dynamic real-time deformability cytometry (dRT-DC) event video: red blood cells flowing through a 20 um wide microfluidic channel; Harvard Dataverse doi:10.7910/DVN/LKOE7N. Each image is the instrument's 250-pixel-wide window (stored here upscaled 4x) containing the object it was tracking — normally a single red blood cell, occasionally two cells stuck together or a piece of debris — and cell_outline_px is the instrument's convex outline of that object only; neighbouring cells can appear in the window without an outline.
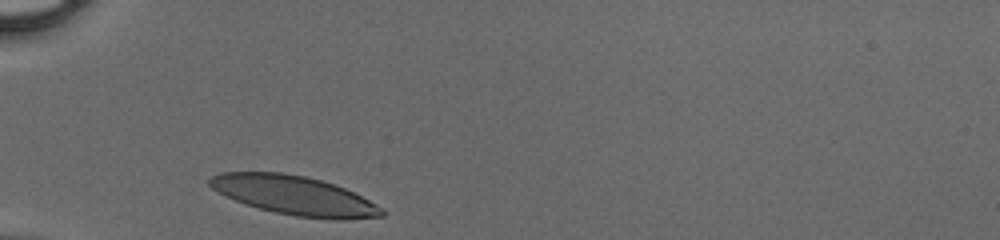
{"species": "human", "species_latin": "Homo sapiens", "temperature_condition": "cold", "stored_images_in_passage": 25, "camera_frame_rate_fps": 3000, "um_per_image_px": 0.085, "donor": {"sex": "male"}, "frame": {"image": 1, "passage_image": 1, "time_ms": 0.0, "image_size_px": [1000, 240], "cell_outline_px": [[384, 216], [344, 220], [336, 220], [296, 216], [276, 212], [260, 208], [236, 200], [212, 188], [208, 184], [208, 180], [212, 176], [220, 172], [280, 172], [304, 176], [320, 180], [344, 188], [384, 208]], "centroid_in_image_um": [25.04, 16.61], "position_along_channel_um": 60.0, "area_um2": 38.67}}
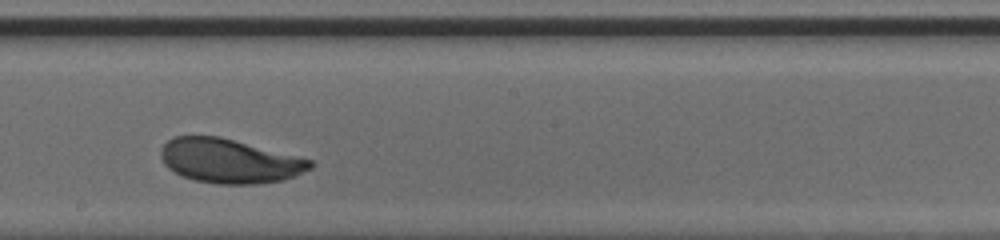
{"frame": {"image": 2, "passage_image": 14, "time_ms": 4.333, "image_size_px": [1000, 240], "cell_outline_px": [[312, 168], [296, 176], [284, 180], [256, 184], [216, 184], [196, 180], [184, 176], [168, 168], [164, 164], [160, 156], [160, 148], [172, 136], [220, 136], [312, 160]], "centroid_in_image_um": [19.49, 13.68], "position_along_channel_um": 228.7, "area_um2": 38.49}}
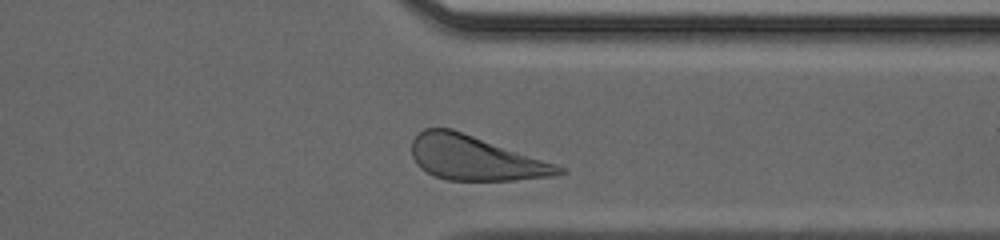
{"frame": {"image": 3, "passage_image": 24, "time_ms": 7.667, "image_size_px": [1000, 240], "cell_outline_px": [[568, 172], [552, 176], [516, 180], [448, 180], [432, 176], [420, 168], [416, 164], [412, 156], [412, 140], [424, 128], [452, 128], [564, 168]], "centroid_in_image_um": [40.31, 13.44], "position_along_channel_um": 371.1, "area_um2": 37.57}}